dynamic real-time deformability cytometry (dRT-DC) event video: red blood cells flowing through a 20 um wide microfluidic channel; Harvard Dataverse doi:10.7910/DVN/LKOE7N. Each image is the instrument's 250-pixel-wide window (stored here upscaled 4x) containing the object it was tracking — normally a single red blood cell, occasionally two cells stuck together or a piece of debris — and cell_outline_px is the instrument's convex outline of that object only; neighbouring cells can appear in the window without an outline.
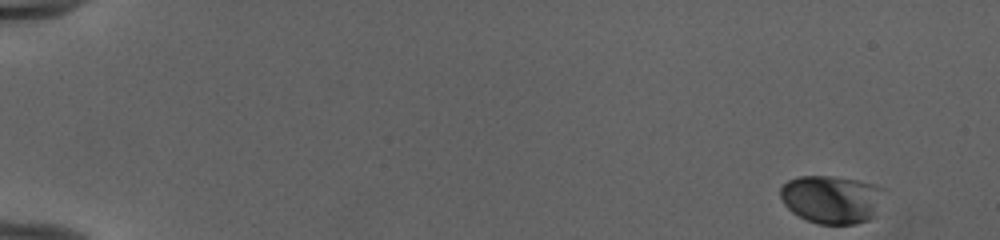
{"species": "human", "species_latin": "Homo sapiens", "temperature_condition": "cold", "stored_images_in_passage": 51, "camera_frame_rate_fps": 3000, "um_per_image_px": 0.085, "donor": {"sex": "female"}, "frame": {"image": 1, "passage_image": 1, "time_ms": 0.0, "image_size_px": [1000, 240], "cell_outline_px": [[884, 188], [876, 216], [868, 220], [856, 224], [820, 224], [808, 220], [792, 212], [784, 204], [780, 196], [780, 188], [788, 180], [800, 176], [832, 176], [856, 180], [872, 184]], "centroid_in_image_um": [70.69, 16.94], "position_along_channel_um": 14.3, "area_um2": 29.02}}
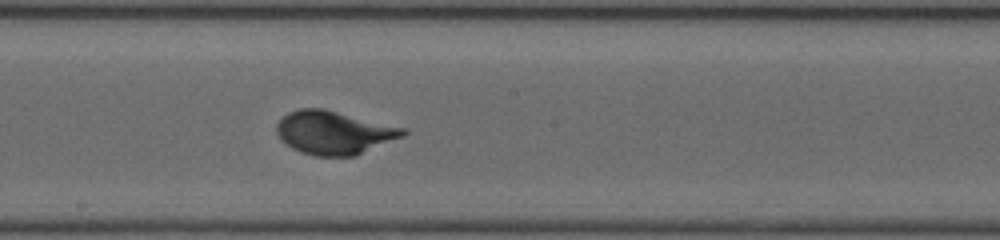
{"frame": {"image": 2, "passage_image": 29, "time_ms": 9.333, "image_size_px": [1000, 240], "cell_outline_px": [[408, 132], [404, 136], [356, 156], [312, 156], [300, 152], [292, 148], [280, 140], [276, 132], [276, 124], [288, 112], [300, 108], [324, 108], [408, 128]], "centroid_in_image_um": [28.41, 11.27], "position_along_channel_um": 219.8, "area_um2": 32.43}}
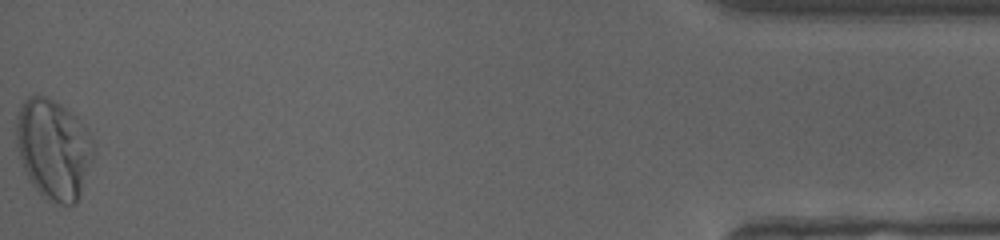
{"frame": {"image": 3, "passage_image": 51, "time_ms": 16.667, "image_size_px": [1000, 240], "cell_outline_px": [[96, 152], [80, 196], [76, 204], [60, 204], [48, 200], [32, 184], [24, 168], [16, 144], [16, 116], [20, 104], [28, 96], [36, 92], [60, 104], [76, 116], [96, 144]], "centroid_in_image_um": [4.56, 12.64], "position_along_channel_um": 430.6, "area_um2": 45.49}, "authors_computed_cell_mechanics": {"area_um2": 30.4606, "velocity_mm_per_s": 3.9543, "shape_relaxation_time_tau1_ms": 3.1604, "shape_relaxation_time_tau2_ms": null, "deformation_change_tau1": 0.1803, "deformation_change_tau2": null}}